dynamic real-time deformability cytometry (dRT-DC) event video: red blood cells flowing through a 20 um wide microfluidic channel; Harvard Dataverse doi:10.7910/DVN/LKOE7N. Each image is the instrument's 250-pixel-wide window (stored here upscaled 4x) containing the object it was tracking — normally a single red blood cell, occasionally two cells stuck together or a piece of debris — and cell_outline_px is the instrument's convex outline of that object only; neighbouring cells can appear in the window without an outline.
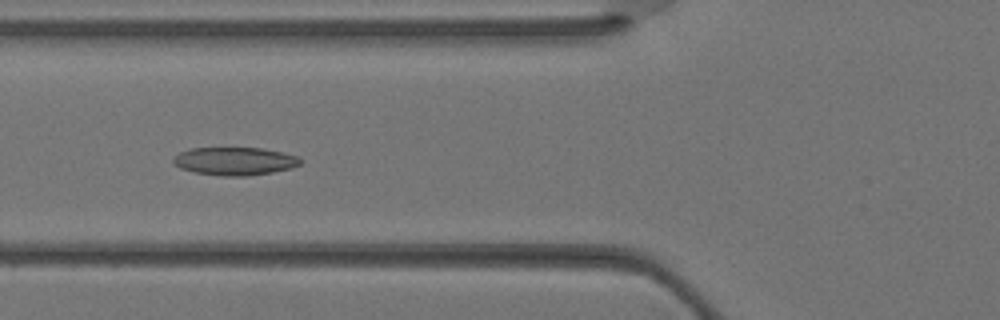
{"species": "Egyptian fruit bat (a non-hibernating species)", "species_latin": "Rousettus aegyptiacus", "temperature_condition": "warm", "stored_images_in_passage": 34, "camera_frame_rate_fps": 3000, "um_per_image_px": 0.085, "animal": {"sex": "female"}, "frame": {"image": 1, "passage_image": 13, "time_ms": 4.0, "image_size_px": [1000, 320], "cell_outline_px": [[300, 164], [292, 168], [272, 172], [248, 176], [220, 176], [196, 172], [180, 168], [172, 164], [172, 160], [180, 152], [192, 148], [264, 148], [296, 156], [300, 160]], "centroid_in_image_um": [19.93, 13.7], "position_along_channel_um": 105.9, "area_um2": 20.63}}
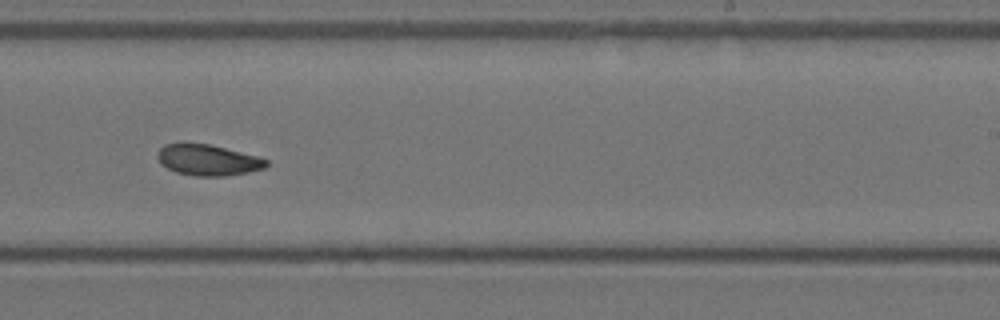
{"frame": {"image": 2, "passage_image": 22, "time_ms": 7.0, "image_size_px": [1000, 320], "cell_outline_px": [[268, 164], [264, 168], [248, 172], [224, 176], [196, 176], [176, 172], [160, 164], [156, 156], [160, 148], [164, 144], [208, 144], [260, 156], [268, 160]], "centroid_in_image_um": [17.69, 13.61], "position_along_channel_um": 271.3, "area_um2": 19.54}}
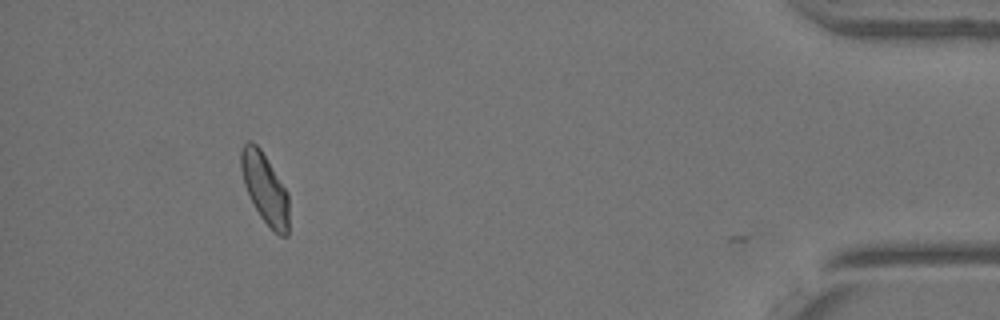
{"frame": {"image": 3, "passage_image": 33, "time_ms": 10.667, "image_size_px": [1000, 320], "cell_outline_px": [[288, 236], [280, 236], [260, 216], [244, 184], [240, 168], [240, 148], [248, 140], [252, 140], [260, 148], [288, 192]], "centroid_in_image_um": [22.5, 15.96], "position_along_channel_um": 412.7, "area_um2": 19.42}}